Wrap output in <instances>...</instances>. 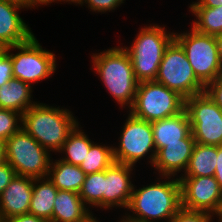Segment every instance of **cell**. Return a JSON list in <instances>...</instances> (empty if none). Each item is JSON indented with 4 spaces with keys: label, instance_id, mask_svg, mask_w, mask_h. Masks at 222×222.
<instances>
[{
    "label": "cell",
    "instance_id": "13",
    "mask_svg": "<svg viewBox=\"0 0 222 222\" xmlns=\"http://www.w3.org/2000/svg\"><path fill=\"white\" fill-rule=\"evenodd\" d=\"M133 169L134 166L114 162L104 170L103 210L127 209L134 187Z\"/></svg>",
    "mask_w": 222,
    "mask_h": 222
},
{
    "label": "cell",
    "instance_id": "27",
    "mask_svg": "<svg viewBox=\"0 0 222 222\" xmlns=\"http://www.w3.org/2000/svg\"><path fill=\"white\" fill-rule=\"evenodd\" d=\"M22 128V115L0 108V139L6 141Z\"/></svg>",
    "mask_w": 222,
    "mask_h": 222
},
{
    "label": "cell",
    "instance_id": "10",
    "mask_svg": "<svg viewBox=\"0 0 222 222\" xmlns=\"http://www.w3.org/2000/svg\"><path fill=\"white\" fill-rule=\"evenodd\" d=\"M121 127L118 144L113 146V156L116 163L135 166L148 154V162L153 165L156 148L151 122L136 118L130 112Z\"/></svg>",
    "mask_w": 222,
    "mask_h": 222
},
{
    "label": "cell",
    "instance_id": "34",
    "mask_svg": "<svg viewBox=\"0 0 222 222\" xmlns=\"http://www.w3.org/2000/svg\"><path fill=\"white\" fill-rule=\"evenodd\" d=\"M214 177L222 191V145L217 146V161Z\"/></svg>",
    "mask_w": 222,
    "mask_h": 222
},
{
    "label": "cell",
    "instance_id": "32",
    "mask_svg": "<svg viewBox=\"0 0 222 222\" xmlns=\"http://www.w3.org/2000/svg\"><path fill=\"white\" fill-rule=\"evenodd\" d=\"M16 175L14 169L6 162L0 163V194Z\"/></svg>",
    "mask_w": 222,
    "mask_h": 222
},
{
    "label": "cell",
    "instance_id": "9",
    "mask_svg": "<svg viewBox=\"0 0 222 222\" xmlns=\"http://www.w3.org/2000/svg\"><path fill=\"white\" fill-rule=\"evenodd\" d=\"M155 82L184 99L205 92V86L196 78L184 49L175 39L165 50Z\"/></svg>",
    "mask_w": 222,
    "mask_h": 222
},
{
    "label": "cell",
    "instance_id": "16",
    "mask_svg": "<svg viewBox=\"0 0 222 222\" xmlns=\"http://www.w3.org/2000/svg\"><path fill=\"white\" fill-rule=\"evenodd\" d=\"M156 152L166 143H196L185 109L175 115L151 122Z\"/></svg>",
    "mask_w": 222,
    "mask_h": 222
},
{
    "label": "cell",
    "instance_id": "20",
    "mask_svg": "<svg viewBox=\"0 0 222 222\" xmlns=\"http://www.w3.org/2000/svg\"><path fill=\"white\" fill-rule=\"evenodd\" d=\"M57 159L54 160L52 158L51 160L48 179L58 190L79 193L86 174L78 165L69 164L59 158Z\"/></svg>",
    "mask_w": 222,
    "mask_h": 222
},
{
    "label": "cell",
    "instance_id": "39",
    "mask_svg": "<svg viewBox=\"0 0 222 222\" xmlns=\"http://www.w3.org/2000/svg\"><path fill=\"white\" fill-rule=\"evenodd\" d=\"M5 161V141L0 139V163Z\"/></svg>",
    "mask_w": 222,
    "mask_h": 222
},
{
    "label": "cell",
    "instance_id": "26",
    "mask_svg": "<svg viewBox=\"0 0 222 222\" xmlns=\"http://www.w3.org/2000/svg\"><path fill=\"white\" fill-rule=\"evenodd\" d=\"M104 171L87 174L79 195L89 208H100L103 211Z\"/></svg>",
    "mask_w": 222,
    "mask_h": 222
},
{
    "label": "cell",
    "instance_id": "1",
    "mask_svg": "<svg viewBox=\"0 0 222 222\" xmlns=\"http://www.w3.org/2000/svg\"><path fill=\"white\" fill-rule=\"evenodd\" d=\"M157 177V182L139 189L134 185L127 207L129 213L125 210L124 217L134 222H169L182 208L179 178Z\"/></svg>",
    "mask_w": 222,
    "mask_h": 222
},
{
    "label": "cell",
    "instance_id": "24",
    "mask_svg": "<svg viewBox=\"0 0 222 222\" xmlns=\"http://www.w3.org/2000/svg\"><path fill=\"white\" fill-rule=\"evenodd\" d=\"M196 20L191 26L199 33L217 36L222 34V5L211 7H189Z\"/></svg>",
    "mask_w": 222,
    "mask_h": 222
},
{
    "label": "cell",
    "instance_id": "23",
    "mask_svg": "<svg viewBox=\"0 0 222 222\" xmlns=\"http://www.w3.org/2000/svg\"><path fill=\"white\" fill-rule=\"evenodd\" d=\"M79 125L68 135L67 140L58 152V154H61L60 160L78 166L83 162L85 156L89 153L91 145L94 143Z\"/></svg>",
    "mask_w": 222,
    "mask_h": 222
},
{
    "label": "cell",
    "instance_id": "6",
    "mask_svg": "<svg viewBox=\"0 0 222 222\" xmlns=\"http://www.w3.org/2000/svg\"><path fill=\"white\" fill-rule=\"evenodd\" d=\"M185 99L155 81L139 82L133 106L127 111L136 118L153 122L181 113Z\"/></svg>",
    "mask_w": 222,
    "mask_h": 222
},
{
    "label": "cell",
    "instance_id": "30",
    "mask_svg": "<svg viewBox=\"0 0 222 222\" xmlns=\"http://www.w3.org/2000/svg\"><path fill=\"white\" fill-rule=\"evenodd\" d=\"M13 78V68L11 56L0 49V87L7 84Z\"/></svg>",
    "mask_w": 222,
    "mask_h": 222
},
{
    "label": "cell",
    "instance_id": "7",
    "mask_svg": "<svg viewBox=\"0 0 222 222\" xmlns=\"http://www.w3.org/2000/svg\"><path fill=\"white\" fill-rule=\"evenodd\" d=\"M11 56L13 78L20 79L31 86L46 80L56 72V55L43 49L35 35L28 41L4 48ZM17 51L15 54L12 51Z\"/></svg>",
    "mask_w": 222,
    "mask_h": 222
},
{
    "label": "cell",
    "instance_id": "41",
    "mask_svg": "<svg viewBox=\"0 0 222 222\" xmlns=\"http://www.w3.org/2000/svg\"><path fill=\"white\" fill-rule=\"evenodd\" d=\"M121 217H122V219L120 218V220H118L119 222H134V221H132V220L127 219V218L124 217V216H121Z\"/></svg>",
    "mask_w": 222,
    "mask_h": 222
},
{
    "label": "cell",
    "instance_id": "12",
    "mask_svg": "<svg viewBox=\"0 0 222 222\" xmlns=\"http://www.w3.org/2000/svg\"><path fill=\"white\" fill-rule=\"evenodd\" d=\"M181 206L187 210L216 215L222 204V191L214 176L179 177Z\"/></svg>",
    "mask_w": 222,
    "mask_h": 222
},
{
    "label": "cell",
    "instance_id": "22",
    "mask_svg": "<svg viewBox=\"0 0 222 222\" xmlns=\"http://www.w3.org/2000/svg\"><path fill=\"white\" fill-rule=\"evenodd\" d=\"M217 146L195 143L187 168L179 177L214 176Z\"/></svg>",
    "mask_w": 222,
    "mask_h": 222
},
{
    "label": "cell",
    "instance_id": "15",
    "mask_svg": "<svg viewBox=\"0 0 222 222\" xmlns=\"http://www.w3.org/2000/svg\"><path fill=\"white\" fill-rule=\"evenodd\" d=\"M34 178L15 175L0 194V222L9 217L29 213Z\"/></svg>",
    "mask_w": 222,
    "mask_h": 222
},
{
    "label": "cell",
    "instance_id": "42",
    "mask_svg": "<svg viewBox=\"0 0 222 222\" xmlns=\"http://www.w3.org/2000/svg\"><path fill=\"white\" fill-rule=\"evenodd\" d=\"M90 222H99V221L97 220V217L95 216V218H93Z\"/></svg>",
    "mask_w": 222,
    "mask_h": 222
},
{
    "label": "cell",
    "instance_id": "38",
    "mask_svg": "<svg viewBox=\"0 0 222 222\" xmlns=\"http://www.w3.org/2000/svg\"><path fill=\"white\" fill-rule=\"evenodd\" d=\"M220 64L222 65V34L215 36Z\"/></svg>",
    "mask_w": 222,
    "mask_h": 222
},
{
    "label": "cell",
    "instance_id": "33",
    "mask_svg": "<svg viewBox=\"0 0 222 222\" xmlns=\"http://www.w3.org/2000/svg\"><path fill=\"white\" fill-rule=\"evenodd\" d=\"M3 222H49V221L41 217H37L33 214L26 213L9 217Z\"/></svg>",
    "mask_w": 222,
    "mask_h": 222
},
{
    "label": "cell",
    "instance_id": "18",
    "mask_svg": "<svg viewBox=\"0 0 222 222\" xmlns=\"http://www.w3.org/2000/svg\"><path fill=\"white\" fill-rule=\"evenodd\" d=\"M95 215L83 203L79 193L58 190L54 200L52 222H90Z\"/></svg>",
    "mask_w": 222,
    "mask_h": 222
},
{
    "label": "cell",
    "instance_id": "8",
    "mask_svg": "<svg viewBox=\"0 0 222 222\" xmlns=\"http://www.w3.org/2000/svg\"><path fill=\"white\" fill-rule=\"evenodd\" d=\"M174 39L184 49L196 78L206 87L222 75V65L215 36L190 31L174 32Z\"/></svg>",
    "mask_w": 222,
    "mask_h": 222
},
{
    "label": "cell",
    "instance_id": "40",
    "mask_svg": "<svg viewBox=\"0 0 222 222\" xmlns=\"http://www.w3.org/2000/svg\"><path fill=\"white\" fill-rule=\"evenodd\" d=\"M215 216L218 218V222H222V204L219 212Z\"/></svg>",
    "mask_w": 222,
    "mask_h": 222
},
{
    "label": "cell",
    "instance_id": "29",
    "mask_svg": "<svg viewBox=\"0 0 222 222\" xmlns=\"http://www.w3.org/2000/svg\"><path fill=\"white\" fill-rule=\"evenodd\" d=\"M125 0H83L80 6L86 5L94 13H108L114 11L124 3ZM85 3V4H84Z\"/></svg>",
    "mask_w": 222,
    "mask_h": 222
},
{
    "label": "cell",
    "instance_id": "2",
    "mask_svg": "<svg viewBox=\"0 0 222 222\" xmlns=\"http://www.w3.org/2000/svg\"><path fill=\"white\" fill-rule=\"evenodd\" d=\"M92 68L99 75L106 92L122 109H130L135 100L138 81L135 78L131 59L121 46L92 53Z\"/></svg>",
    "mask_w": 222,
    "mask_h": 222
},
{
    "label": "cell",
    "instance_id": "3",
    "mask_svg": "<svg viewBox=\"0 0 222 222\" xmlns=\"http://www.w3.org/2000/svg\"><path fill=\"white\" fill-rule=\"evenodd\" d=\"M79 123L69 109L42 102H37L22 115V129L55 154Z\"/></svg>",
    "mask_w": 222,
    "mask_h": 222
},
{
    "label": "cell",
    "instance_id": "11",
    "mask_svg": "<svg viewBox=\"0 0 222 222\" xmlns=\"http://www.w3.org/2000/svg\"><path fill=\"white\" fill-rule=\"evenodd\" d=\"M185 111L196 143L222 145V110L206 92L185 99Z\"/></svg>",
    "mask_w": 222,
    "mask_h": 222
},
{
    "label": "cell",
    "instance_id": "4",
    "mask_svg": "<svg viewBox=\"0 0 222 222\" xmlns=\"http://www.w3.org/2000/svg\"><path fill=\"white\" fill-rule=\"evenodd\" d=\"M136 35L130 46L122 48L131 59L136 80L155 81L165 50L174 40V31H167L165 24L154 23L143 26Z\"/></svg>",
    "mask_w": 222,
    "mask_h": 222
},
{
    "label": "cell",
    "instance_id": "31",
    "mask_svg": "<svg viewBox=\"0 0 222 222\" xmlns=\"http://www.w3.org/2000/svg\"><path fill=\"white\" fill-rule=\"evenodd\" d=\"M205 92L222 110V75L209 83L205 87Z\"/></svg>",
    "mask_w": 222,
    "mask_h": 222
},
{
    "label": "cell",
    "instance_id": "5",
    "mask_svg": "<svg viewBox=\"0 0 222 222\" xmlns=\"http://www.w3.org/2000/svg\"><path fill=\"white\" fill-rule=\"evenodd\" d=\"M51 154L22 128L5 141V161L16 175L47 177Z\"/></svg>",
    "mask_w": 222,
    "mask_h": 222
},
{
    "label": "cell",
    "instance_id": "21",
    "mask_svg": "<svg viewBox=\"0 0 222 222\" xmlns=\"http://www.w3.org/2000/svg\"><path fill=\"white\" fill-rule=\"evenodd\" d=\"M58 189L48 179L34 178L29 213L52 222L54 200Z\"/></svg>",
    "mask_w": 222,
    "mask_h": 222
},
{
    "label": "cell",
    "instance_id": "17",
    "mask_svg": "<svg viewBox=\"0 0 222 222\" xmlns=\"http://www.w3.org/2000/svg\"><path fill=\"white\" fill-rule=\"evenodd\" d=\"M195 143H166V147L156 152L152 167L159 176L179 178L178 173L185 172Z\"/></svg>",
    "mask_w": 222,
    "mask_h": 222
},
{
    "label": "cell",
    "instance_id": "37",
    "mask_svg": "<svg viewBox=\"0 0 222 222\" xmlns=\"http://www.w3.org/2000/svg\"><path fill=\"white\" fill-rule=\"evenodd\" d=\"M54 2H56V3H61V2H63V3H67L68 2V4L70 3V4H75L76 6L77 5H81L82 4V2H83V0H46L44 3H43V5L45 6H47V5H49V4H51V3H54Z\"/></svg>",
    "mask_w": 222,
    "mask_h": 222
},
{
    "label": "cell",
    "instance_id": "28",
    "mask_svg": "<svg viewBox=\"0 0 222 222\" xmlns=\"http://www.w3.org/2000/svg\"><path fill=\"white\" fill-rule=\"evenodd\" d=\"M214 217L209 212L181 208L169 222H213Z\"/></svg>",
    "mask_w": 222,
    "mask_h": 222
},
{
    "label": "cell",
    "instance_id": "19",
    "mask_svg": "<svg viewBox=\"0 0 222 222\" xmlns=\"http://www.w3.org/2000/svg\"><path fill=\"white\" fill-rule=\"evenodd\" d=\"M32 89L33 87L30 84L12 78L7 84L0 87V108L23 115L31 106L37 103V101H33Z\"/></svg>",
    "mask_w": 222,
    "mask_h": 222
},
{
    "label": "cell",
    "instance_id": "25",
    "mask_svg": "<svg viewBox=\"0 0 222 222\" xmlns=\"http://www.w3.org/2000/svg\"><path fill=\"white\" fill-rule=\"evenodd\" d=\"M103 143L94 142L79 167L84 173L91 174L106 170L115 161L113 156V145H105Z\"/></svg>",
    "mask_w": 222,
    "mask_h": 222
},
{
    "label": "cell",
    "instance_id": "36",
    "mask_svg": "<svg viewBox=\"0 0 222 222\" xmlns=\"http://www.w3.org/2000/svg\"><path fill=\"white\" fill-rule=\"evenodd\" d=\"M11 1L17 4H21L23 6H26L27 9L30 8V10L33 8H37L38 6H43V2L41 0H7Z\"/></svg>",
    "mask_w": 222,
    "mask_h": 222
},
{
    "label": "cell",
    "instance_id": "14",
    "mask_svg": "<svg viewBox=\"0 0 222 222\" xmlns=\"http://www.w3.org/2000/svg\"><path fill=\"white\" fill-rule=\"evenodd\" d=\"M24 8L27 9L21 4L0 0V49L22 44L34 35L19 15Z\"/></svg>",
    "mask_w": 222,
    "mask_h": 222
},
{
    "label": "cell",
    "instance_id": "35",
    "mask_svg": "<svg viewBox=\"0 0 222 222\" xmlns=\"http://www.w3.org/2000/svg\"><path fill=\"white\" fill-rule=\"evenodd\" d=\"M189 7H217L222 5V0H196Z\"/></svg>",
    "mask_w": 222,
    "mask_h": 222
}]
</instances>
